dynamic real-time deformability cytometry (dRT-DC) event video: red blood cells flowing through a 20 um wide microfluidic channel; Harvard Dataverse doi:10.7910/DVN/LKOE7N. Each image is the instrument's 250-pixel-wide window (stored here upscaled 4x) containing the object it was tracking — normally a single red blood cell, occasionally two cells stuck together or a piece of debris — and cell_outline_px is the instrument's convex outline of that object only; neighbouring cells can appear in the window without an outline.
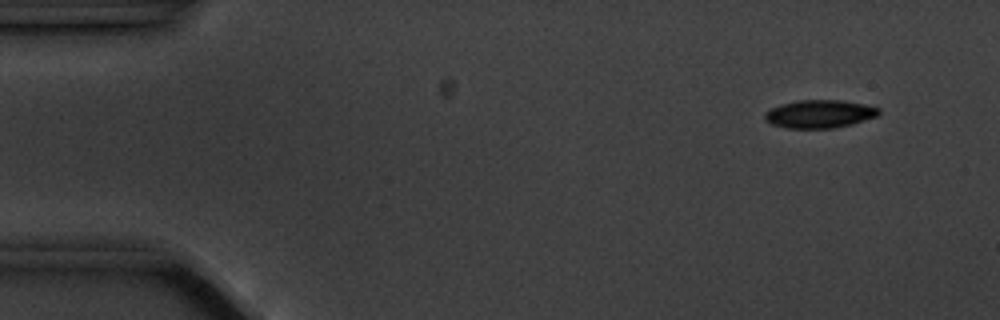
{"species": "common noctule bat (a hibernating species)", "species_latin": "Nyctalus noctula", "temperature_condition": "cold", "stored_images_in_passage": 5, "camera_frame_rate_fps": 3000, "um_per_image_px": 0.085, "animal": {"sex": "male", "body_mass_g": 20.1, "forearm_length_mm": 53.5}, "frame": {"image": 1, "passage_image": 2, "time_ms": 1.0, "image_size_px": [1000, 320], "cell_outline_px": [[880, 112], [876, 116], [852, 124], [836, 128], [788, 128], [772, 124], [764, 120], [764, 112], [780, 104], [796, 100], [840, 100], [864, 104], [880, 108]], "centroid_in_image_um": [69.64, 9.68], "position_along_channel_um": 15.4, "area_um2": 18.67}}
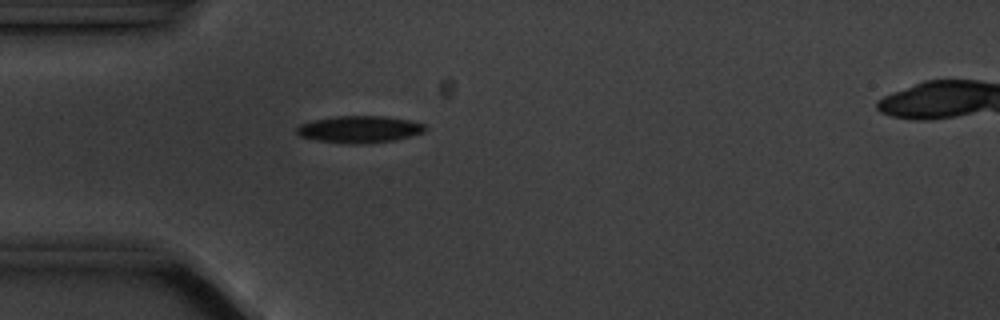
{"frame": {"image": 2, "passage_image": 5, "time_ms": 4.667, "image_size_px": [1000, 320], "cell_outline_px": [[428, 128], [424, 132], [412, 136], [396, 140], [364, 144], [348, 144], [316, 140], [300, 136], [296, 132], [296, 128], [300, 124], [312, 120], [336, 116], [384, 116], [408, 120], [424, 124]], "centroid_in_image_um": [30.56, 11.0], "position_along_channel_um": 54.4, "area_um2": 20.35}}